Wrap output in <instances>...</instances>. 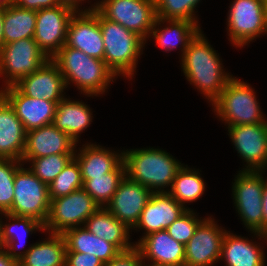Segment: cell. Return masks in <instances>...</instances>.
I'll return each instance as SVG.
<instances>
[{"instance_id": "cell-14", "label": "cell", "mask_w": 267, "mask_h": 266, "mask_svg": "<svg viewBox=\"0 0 267 266\" xmlns=\"http://www.w3.org/2000/svg\"><path fill=\"white\" fill-rule=\"evenodd\" d=\"M227 128L235 150L246 162L242 170L267 171V120Z\"/></svg>"}, {"instance_id": "cell-17", "label": "cell", "mask_w": 267, "mask_h": 266, "mask_svg": "<svg viewBox=\"0 0 267 266\" xmlns=\"http://www.w3.org/2000/svg\"><path fill=\"white\" fill-rule=\"evenodd\" d=\"M0 94L13 107L26 131L53 123L57 104L24 95L15 85L0 88Z\"/></svg>"}, {"instance_id": "cell-23", "label": "cell", "mask_w": 267, "mask_h": 266, "mask_svg": "<svg viewBox=\"0 0 267 266\" xmlns=\"http://www.w3.org/2000/svg\"><path fill=\"white\" fill-rule=\"evenodd\" d=\"M78 149L74 152V158L80 166L82 180L112 172L123 161V150L115 152L91 142Z\"/></svg>"}, {"instance_id": "cell-2", "label": "cell", "mask_w": 267, "mask_h": 266, "mask_svg": "<svg viewBox=\"0 0 267 266\" xmlns=\"http://www.w3.org/2000/svg\"><path fill=\"white\" fill-rule=\"evenodd\" d=\"M51 60L62 73L66 87L70 83L87 97L104 94L116 75L108 68L104 60L90 57L84 52L63 46ZM114 79V80H113Z\"/></svg>"}, {"instance_id": "cell-26", "label": "cell", "mask_w": 267, "mask_h": 266, "mask_svg": "<svg viewBox=\"0 0 267 266\" xmlns=\"http://www.w3.org/2000/svg\"><path fill=\"white\" fill-rule=\"evenodd\" d=\"M256 243L248 237L226 231L220 260H224L225 266H265L264 246Z\"/></svg>"}, {"instance_id": "cell-33", "label": "cell", "mask_w": 267, "mask_h": 266, "mask_svg": "<svg viewBox=\"0 0 267 266\" xmlns=\"http://www.w3.org/2000/svg\"><path fill=\"white\" fill-rule=\"evenodd\" d=\"M126 176L125 164L122 161L112 172L83 181V189L100 206L105 207Z\"/></svg>"}, {"instance_id": "cell-6", "label": "cell", "mask_w": 267, "mask_h": 266, "mask_svg": "<svg viewBox=\"0 0 267 266\" xmlns=\"http://www.w3.org/2000/svg\"><path fill=\"white\" fill-rule=\"evenodd\" d=\"M266 171L240 170L232 182V197L236 213L244 226L258 240H266L263 233L262 196Z\"/></svg>"}, {"instance_id": "cell-37", "label": "cell", "mask_w": 267, "mask_h": 266, "mask_svg": "<svg viewBox=\"0 0 267 266\" xmlns=\"http://www.w3.org/2000/svg\"><path fill=\"white\" fill-rule=\"evenodd\" d=\"M22 164L15 159L0 158V214L11 210L14 200L15 173Z\"/></svg>"}, {"instance_id": "cell-16", "label": "cell", "mask_w": 267, "mask_h": 266, "mask_svg": "<svg viewBox=\"0 0 267 266\" xmlns=\"http://www.w3.org/2000/svg\"><path fill=\"white\" fill-rule=\"evenodd\" d=\"M152 194L150 189L125 176L105 208L132 232Z\"/></svg>"}, {"instance_id": "cell-5", "label": "cell", "mask_w": 267, "mask_h": 266, "mask_svg": "<svg viewBox=\"0 0 267 266\" xmlns=\"http://www.w3.org/2000/svg\"><path fill=\"white\" fill-rule=\"evenodd\" d=\"M254 89L237 77H232L221 94L211 103L213 111L227 127L265 122Z\"/></svg>"}, {"instance_id": "cell-1", "label": "cell", "mask_w": 267, "mask_h": 266, "mask_svg": "<svg viewBox=\"0 0 267 266\" xmlns=\"http://www.w3.org/2000/svg\"><path fill=\"white\" fill-rule=\"evenodd\" d=\"M200 30L185 49L181 69L189 83L212 103L233 77L225 72L219 53L209 44Z\"/></svg>"}, {"instance_id": "cell-8", "label": "cell", "mask_w": 267, "mask_h": 266, "mask_svg": "<svg viewBox=\"0 0 267 266\" xmlns=\"http://www.w3.org/2000/svg\"><path fill=\"white\" fill-rule=\"evenodd\" d=\"M227 15V33L231 44L245 47L262 35H267L266 2L264 0H234Z\"/></svg>"}, {"instance_id": "cell-11", "label": "cell", "mask_w": 267, "mask_h": 266, "mask_svg": "<svg viewBox=\"0 0 267 266\" xmlns=\"http://www.w3.org/2000/svg\"><path fill=\"white\" fill-rule=\"evenodd\" d=\"M99 207L83 188L50 200L44 230L47 233L62 234L67 229L84 226L88 217Z\"/></svg>"}, {"instance_id": "cell-35", "label": "cell", "mask_w": 267, "mask_h": 266, "mask_svg": "<svg viewBox=\"0 0 267 266\" xmlns=\"http://www.w3.org/2000/svg\"><path fill=\"white\" fill-rule=\"evenodd\" d=\"M73 157L74 154H54L34 159H22L21 162L24 165L29 162L30 171L48 185Z\"/></svg>"}, {"instance_id": "cell-36", "label": "cell", "mask_w": 267, "mask_h": 266, "mask_svg": "<svg viewBox=\"0 0 267 266\" xmlns=\"http://www.w3.org/2000/svg\"><path fill=\"white\" fill-rule=\"evenodd\" d=\"M201 0H155L156 14L159 19H176L192 21L197 25L195 11Z\"/></svg>"}, {"instance_id": "cell-27", "label": "cell", "mask_w": 267, "mask_h": 266, "mask_svg": "<svg viewBox=\"0 0 267 266\" xmlns=\"http://www.w3.org/2000/svg\"><path fill=\"white\" fill-rule=\"evenodd\" d=\"M84 227L92 234L114 244L121 252L135 246L131 242L130 229L113 216L105 207H99L85 221Z\"/></svg>"}, {"instance_id": "cell-3", "label": "cell", "mask_w": 267, "mask_h": 266, "mask_svg": "<svg viewBox=\"0 0 267 266\" xmlns=\"http://www.w3.org/2000/svg\"><path fill=\"white\" fill-rule=\"evenodd\" d=\"M123 161L126 176L153 193L168 192L183 166L167 151L153 147L123 150Z\"/></svg>"}, {"instance_id": "cell-38", "label": "cell", "mask_w": 267, "mask_h": 266, "mask_svg": "<svg viewBox=\"0 0 267 266\" xmlns=\"http://www.w3.org/2000/svg\"><path fill=\"white\" fill-rule=\"evenodd\" d=\"M203 220L193 209H187L166 228V231L174 240L185 246Z\"/></svg>"}, {"instance_id": "cell-47", "label": "cell", "mask_w": 267, "mask_h": 266, "mask_svg": "<svg viewBox=\"0 0 267 266\" xmlns=\"http://www.w3.org/2000/svg\"><path fill=\"white\" fill-rule=\"evenodd\" d=\"M145 266H188L186 263H182L179 265H162V264H154V265H145Z\"/></svg>"}, {"instance_id": "cell-9", "label": "cell", "mask_w": 267, "mask_h": 266, "mask_svg": "<svg viewBox=\"0 0 267 266\" xmlns=\"http://www.w3.org/2000/svg\"><path fill=\"white\" fill-rule=\"evenodd\" d=\"M50 197L48 185L22 164L15 173L14 200L9 214L34 218L45 224Z\"/></svg>"}, {"instance_id": "cell-19", "label": "cell", "mask_w": 267, "mask_h": 266, "mask_svg": "<svg viewBox=\"0 0 267 266\" xmlns=\"http://www.w3.org/2000/svg\"><path fill=\"white\" fill-rule=\"evenodd\" d=\"M186 210L168 192L153 193L132 229L145 231L135 245L152 232L166 230Z\"/></svg>"}, {"instance_id": "cell-25", "label": "cell", "mask_w": 267, "mask_h": 266, "mask_svg": "<svg viewBox=\"0 0 267 266\" xmlns=\"http://www.w3.org/2000/svg\"><path fill=\"white\" fill-rule=\"evenodd\" d=\"M2 215L5 216L4 217L5 219L7 218L8 223L7 221L5 223L1 220L3 217ZM17 229L20 230V232L22 233L21 237L24 239H26L28 235L35 233L36 231L45 232V230H44V224L34 218L15 216L9 213H1L0 243L2 245V248H4L5 251L7 252L8 256L11 257L13 260L19 262L28 252L31 245L27 247L28 249L26 248L23 251L19 250V248H21V245L19 243V240H21V238H19L20 234H18Z\"/></svg>"}, {"instance_id": "cell-43", "label": "cell", "mask_w": 267, "mask_h": 266, "mask_svg": "<svg viewBox=\"0 0 267 266\" xmlns=\"http://www.w3.org/2000/svg\"><path fill=\"white\" fill-rule=\"evenodd\" d=\"M0 266H19V262L8 256L4 248L0 249Z\"/></svg>"}, {"instance_id": "cell-46", "label": "cell", "mask_w": 267, "mask_h": 266, "mask_svg": "<svg viewBox=\"0 0 267 266\" xmlns=\"http://www.w3.org/2000/svg\"><path fill=\"white\" fill-rule=\"evenodd\" d=\"M14 4V0H0V8H7L8 6H11Z\"/></svg>"}, {"instance_id": "cell-29", "label": "cell", "mask_w": 267, "mask_h": 266, "mask_svg": "<svg viewBox=\"0 0 267 266\" xmlns=\"http://www.w3.org/2000/svg\"><path fill=\"white\" fill-rule=\"evenodd\" d=\"M66 252H79L96 256L103 263L115 258L121 251L110 242L97 237L84 226L67 229L62 233Z\"/></svg>"}, {"instance_id": "cell-12", "label": "cell", "mask_w": 267, "mask_h": 266, "mask_svg": "<svg viewBox=\"0 0 267 266\" xmlns=\"http://www.w3.org/2000/svg\"><path fill=\"white\" fill-rule=\"evenodd\" d=\"M75 12L64 4L36 11L33 38L49 59L65 45L69 22Z\"/></svg>"}, {"instance_id": "cell-34", "label": "cell", "mask_w": 267, "mask_h": 266, "mask_svg": "<svg viewBox=\"0 0 267 266\" xmlns=\"http://www.w3.org/2000/svg\"><path fill=\"white\" fill-rule=\"evenodd\" d=\"M82 187L81 169L77 160L73 157L57 177L48 184L50 200L67 196L71 192L82 189Z\"/></svg>"}, {"instance_id": "cell-7", "label": "cell", "mask_w": 267, "mask_h": 266, "mask_svg": "<svg viewBox=\"0 0 267 266\" xmlns=\"http://www.w3.org/2000/svg\"><path fill=\"white\" fill-rule=\"evenodd\" d=\"M48 59L34 38L4 44L0 49V77L4 81L2 88L17 84L37 71Z\"/></svg>"}, {"instance_id": "cell-15", "label": "cell", "mask_w": 267, "mask_h": 266, "mask_svg": "<svg viewBox=\"0 0 267 266\" xmlns=\"http://www.w3.org/2000/svg\"><path fill=\"white\" fill-rule=\"evenodd\" d=\"M226 231L211 216L204 217L185 245L184 263L188 266H214L220 261Z\"/></svg>"}, {"instance_id": "cell-41", "label": "cell", "mask_w": 267, "mask_h": 266, "mask_svg": "<svg viewBox=\"0 0 267 266\" xmlns=\"http://www.w3.org/2000/svg\"><path fill=\"white\" fill-rule=\"evenodd\" d=\"M14 4L24 9L37 11L57 6L59 2L57 0H14Z\"/></svg>"}, {"instance_id": "cell-13", "label": "cell", "mask_w": 267, "mask_h": 266, "mask_svg": "<svg viewBox=\"0 0 267 266\" xmlns=\"http://www.w3.org/2000/svg\"><path fill=\"white\" fill-rule=\"evenodd\" d=\"M65 46L80 50L86 55L104 59V42L99 24V11L95 3L72 16Z\"/></svg>"}, {"instance_id": "cell-21", "label": "cell", "mask_w": 267, "mask_h": 266, "mask_svg": "<svg viewBox=\"0 0 267 266\" xmlns=\"http://www.w3.org/2000/svg\"><path fill=\"white\" fill-rule=\"evenodd\" d=\"M135 246L143 262L148 260V265H179L185 261V246L174 240L166 230L144 236Z\"/></svg>"}, {"instance_id": "cell-18", "label": "cell", "mask_w": 267, "mask_h": 266, "mask_svg": "<svg viewBox=\"0 0 267 266\" xmlns=\"http://www.w3.org/2000/svg\"><path fill=\"white\" fill-rule=\"evenodd\" d=\"M15 86L28 97L46 99L56 104L66 97L64 77L51 59L34 73L22 78Z\"/></svg>"}, {"instance_id": "cell-45", "label": "cell", "mask_w": 267, "mask_h": 266, "mask_svg": "<svg viewBox=\"0 0 267 266\" xmlns=\"http://www.w3.org/2000/svg\"><path fill=\"white\" fill-rule=\"evenodd\" d=\"M3 22H4V8H0V49L4 45Z\"/></svg>"}, {"instance_id": "cell-48", "label": "cell", "mask_w": 267, "mask_h": 266, "mask_svg": "<svg viewBox=\"0 0 267 266\" xmlns=\"http://www.w3.org/2000/svg\"><path fill=\"white\" fill-rule=\"evenodd\" d=\"M266 22H267V1H266Z\"/></svg>"}, {"instance_id": "cell-40", "label": "cell", "mask_w": 267, "mask_h": 266, "mask_svg": "<svg viewBox=\"0 0 267 266\" xmlns=\"http://www.w3.org/2000/svg\"><path fill=\"white\" fill-rule=\"evenodd\" d=\"M65 266H104V263L94 255L66 252Z\"/></svg>"}, {"instance_id": "cell-31", "label": "cell", "mask_w": 267, "mask_h": 266, "mask_svg": "<svg viewBox=\"0 0 267 266\" xmlns=\"http://www.w3.org/2000/svg\"><path fill=\"white\" fill-rule=\"evenodd\" d=\"M36 27V11L15 4L4 9V44L24 38H33Z\"/></svg>"}, {"instance_id": "cell-10", "label": "cell", "mask_w": 267, "mask_h": 266, "mask_svg": "<svg viewBox=\"0 0 267 266\" xmlns=\"http://www.w3.org/2000/svg\"><path fill=\"white\" fill-rule=\"evenodd\" d=\"M95 8L106 19L119 23L145 41L157 19L155 0H99Z\"/></svg>"}, {"instance_id": "cell-24", "label": "cell", "mask_w": 267, "mask_h": 266, "mask_svg": "<svg viewBox=\"0 0 267 266\" xmlns=\"http://www.w3.org/2000/svg\"><path fill=\"white\" fill-rule=\"evenodd\" d=\"M163 24L165 26H163ZM200 30V25L192 21L157 18L154 27L151 29L149 38L152 36L156 45L164 49L165 52H170L180 45L179 48L182 53L180 56L181 58L191 40Z\"/></svg>"}, {"instance_id": "cell-28", "label": "cell", "mask_w": 267, "mask_h": 266, "mask_svg": "<svg viewBox=\"0 0 267 266\" xmlns=\"http://www.w3.org/2000/svg\"><path fill=\"white\" fill-rule=\"evenodd\" d=\"M92 115V109L82 100L76 101L66 97L57 103L52 124L78 144L81 133L93 122Z\"/></svg>"}, {"instance_id": "cell-22", "label": "cell", "mask_w": 267, "mask_h": 266, "mask_svg": "<svg viewBox=\"0 0 267 266\" xmlns=\"http://www.w3.org/2000/svg\"><path fill=\"white\" fill-rule=\"evenodd\" d=\"M26 133L13 107L0 94V158L21 161Z\"/></svg>"}, {"instance_id": "cell-44", "label": "cell", "mask_w": 267, "mask_h": 266, "mask_svg": "<svg viewBox=\"0 0 267 266\" xmlns=\"http://www.w3.org/2000/svg\"><path fill=\"white\" fill-rule=\"evenodd\" d=\"M57 1L59 2V4H64V5L70 6L73 9H75L76 11H83V9H81L80 6H82V3H83L82 1H84V0H57Z\"/></svg>"}, {"instance_id": "cell-30", "label": "cell", "mask_w": 267, "mask_h": 266, "mask_svg": "<svg viewBox=\"0 0 267 266\" xmlns=\"http://www.w3.org/2000/svg\"><path fill=\"white\" fill-rule=\"evenodd\" d=\"M48 234L47 239L31 244L19 266H65L66 244L62 234Z\"/></svg>"}, {"instance_id": "cell-39", "label": "cell", "mask_w": 267, "mask_h": 266, "mask_svg": "<svg viewBox=\"0 0 267 266\" xmlns=\"http://www.w3.org/2000/svg\"><path fill=\"white\" fill-rule=\"evenodd\" d=\"M140 251L136 246L132 249L120 252L115 258L104 263V266H145Z\"/></svg>"}, {"instance_id": "cell-20", "label": "cell", "mask_w": 267, "mask_h": 266, "mask_svg": "<svg viewBox=\"0 0 267 266\" xmlns=\"http://www.w3.org/2000/svg\"><path fill=\"white\" fill-rule=\"evenodd\" d=\"M77 143L53 124L27 131L22 159L74 154Z\"/></svg>"}, {"instance_id": "cell-4", "label": "cell", "mask_w": 267, "mask_h": 266, "mask_svg": "<svg viewBox=\"0 0 267 266\" xmlns=\"http://www.w3.org/2000/svg\"><path fill=\"white\" fill-rule=\"evenodd\" d=\"M99 24L104 42V62L117 78L122 75L132 80L146 41L119 23L106 19L100 12Z\"/></svg>"}, {"instance_id": "cell-32", "label": "cell", "mask_w": 267, "mask_h": 266, "mask_svg": "<svg viewBox=\"0 0 267 266\" xmlns=\"http://www.w3.org/2000/svg\"><path fill=\"white\" fill-rule=\"evenodd\" d=\"M206 182H204L199 169L195 170L184 165L178 170L171 189L168 193L184 208L185 203L197 201L206 190Z\"/></svg>"}, {"instance_id": "cell-42", "label": "cell", "mask_w": 267, "mask_h": 266, "mask_svg": "<svg viewBox=\"0 0 267 266\" xmlns=\"http://www.w3.org/2000/svg\"><path fill=\"white\" fill-rule=\"evenodd\" d=\"M262 210H263V233L267 234V177L266 176L264 177Z\"/></svg>"}]
</instances>
